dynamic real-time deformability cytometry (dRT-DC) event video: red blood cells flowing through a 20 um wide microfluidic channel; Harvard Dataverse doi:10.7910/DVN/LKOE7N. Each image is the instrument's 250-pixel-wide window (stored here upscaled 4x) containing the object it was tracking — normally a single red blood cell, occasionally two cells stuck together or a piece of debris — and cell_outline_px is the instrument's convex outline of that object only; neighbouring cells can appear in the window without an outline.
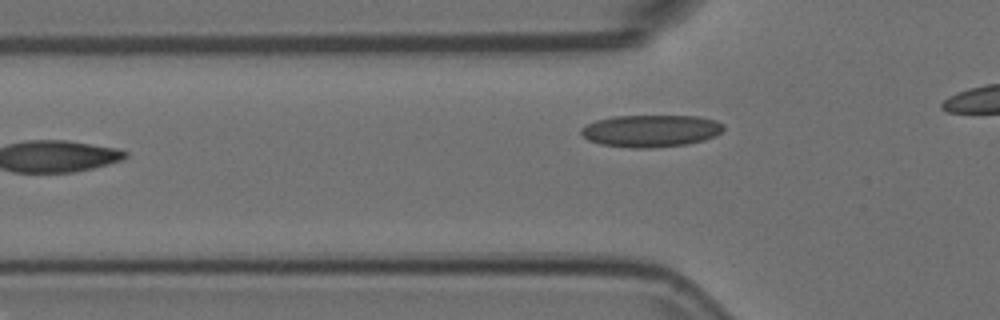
{"species": "Egyptian fruit bat (a non-hibernating species)", "species_latin": "Rousettus aegyptiacus", "temperature_condition": "room temperature", "stored_images_in_passage": 9, "camera_frame_rate_fps": 3000, "um_per_image_px": 0.085, "animal": {"sex": "female"}, "frame": {"image": 1, "passage_image": 3, "time_ms": 0.667, "image_size_px": [1000, 320], "cell_outline_px": [[724, 128], [716, 136], [704, 140], [684, 144], [652, 148], [632, 148], [600, 144], [588, 140], [580, 132], [580, 128], [596, 120], [612, 116], [696, 116], [716, 120], [724, 124]], "centroid_in_image_um": [55.32, 11.12], "position_along_channel_um": 70.5, "area_um2": 26.7}}
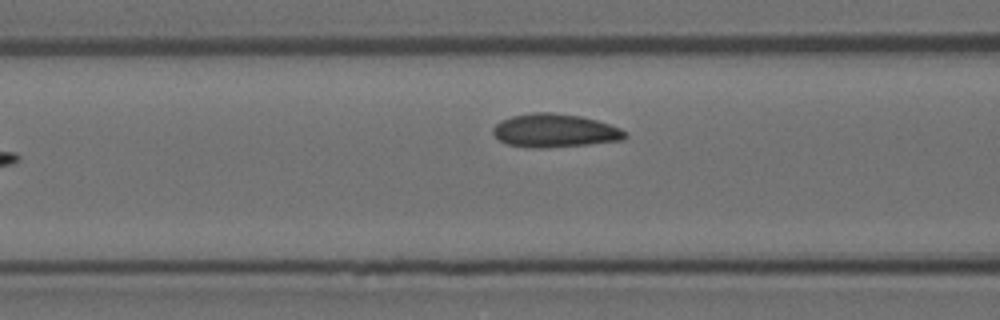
{"frame": {"image": 2, "passage_image": 7, "time_ms": 2.0, "image_size_px": [1000, 320], "cell_outline_px": [[628, 136], [624, 140], [588, 144], [544, 148], [536, 148], [508, 144], [500, 140], [492, 132], [492, 128], [500, 120], [512, 116], [532, 112], [552, 112], [580, 116], [596, 120], [620, 128], [628, 132]], "centroid_in_image_um": [47.17, 11.1], "position_along_channel_um": 119.4, "area_um2": 25.72}}